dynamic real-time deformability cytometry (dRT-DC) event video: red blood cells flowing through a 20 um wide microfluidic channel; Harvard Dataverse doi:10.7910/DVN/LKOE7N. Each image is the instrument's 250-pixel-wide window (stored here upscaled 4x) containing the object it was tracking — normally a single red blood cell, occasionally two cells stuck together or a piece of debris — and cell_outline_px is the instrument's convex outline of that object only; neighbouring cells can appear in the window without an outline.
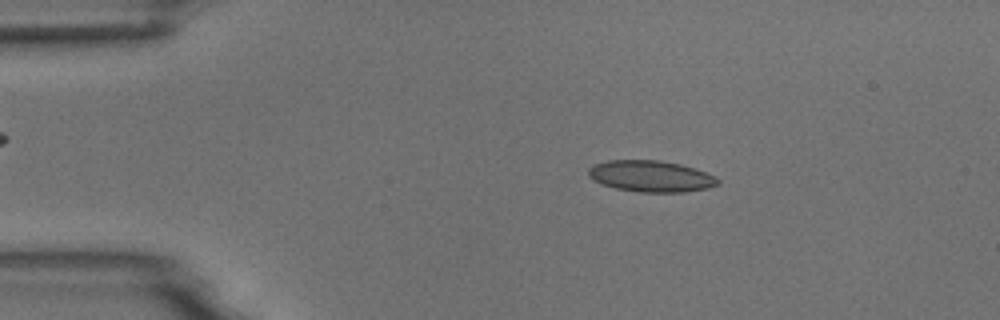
{"species": "common noctule bat (a hibernating species)", "species_latin": "Nyctalus noctula", "temperature_condition": "room temperature", "stored_images_in_passage": 53, "camera_frame_rate_fps": 3000, "um_per_image_px": 0.085, "animal": {"sex": "male", "body_mass_g": 18.8}, "frame": {"image": 1, "passage_image": 9, "time_ms": 2.667, "image_size_px": [1000, 320], "cell_outline_px": [[720, 184], [708, 188], [684, 192], [640, 192], [616, 188], [600, 184], [592, 180], [588, 176], [588, 168], [592, 164], [608, 160], [660, 160], [680, 164], [716, 176], [720, 180]], "centroid_in_image_um": [55.29, 14.98], "position_along_channel_um": 29.7, "area_um2": 23.81}}
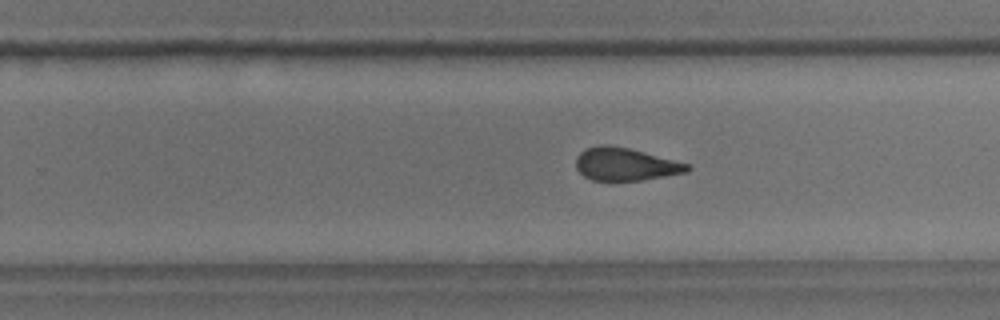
{"frame": {"image": 2, "passage_image": 33, "time_ms": 10.667, "image_size_px": [1000, 320], "cell_outline_px": [[692, 168], [688, 172], [644, 180], [592, 180], [584, 176], [576, 168], [576, 156], [584, 148], [600, 144], [608, 144], [628, 148], [692, 164]], "centroid_in_image_um": [53.18, 13.95], "position_along_channel_um": 276.6, "area_um2": 21.5}}
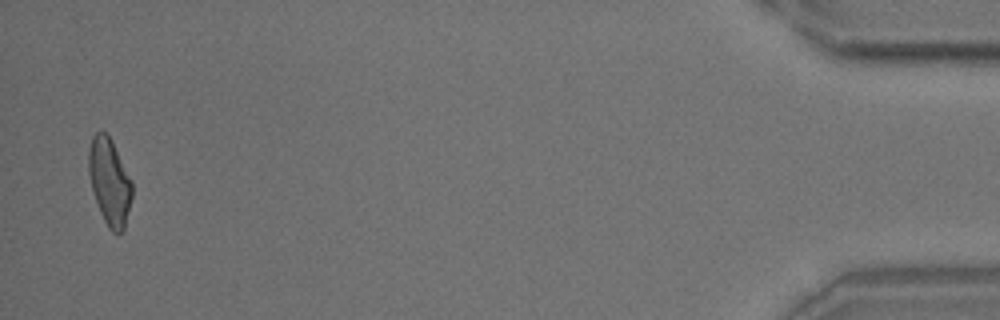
{"frame": {"image": 3, "passage_image": 52, "time_ms": 17.0, "image_size_px": [1000, 320], "cell_outline_px": [[132, 196], [124, 228], [120, 232], [112, 232], [108, 228], [100, 212], [92, 188], [88, 172], [88, 152], [92, 136], [96, 132], [104, 132], [112, 140], [132, 180]], "centroid_in_image_um": [9.31, 15.42], "position_along_channel_um": 425.9, "area_um2": 21.79}, "authors_computed_cell_mechanics": {"area_um2": 22.3686, "velocity_mm_per_s": 3.7328, "shape_relaxation_time_tau1_ms": 7.1481, "shape_relaxation_time_tau2_ms": 1.9868, "deformation_change_tau1": 0.1681, "deformation_change_tau2": 0.1013}}